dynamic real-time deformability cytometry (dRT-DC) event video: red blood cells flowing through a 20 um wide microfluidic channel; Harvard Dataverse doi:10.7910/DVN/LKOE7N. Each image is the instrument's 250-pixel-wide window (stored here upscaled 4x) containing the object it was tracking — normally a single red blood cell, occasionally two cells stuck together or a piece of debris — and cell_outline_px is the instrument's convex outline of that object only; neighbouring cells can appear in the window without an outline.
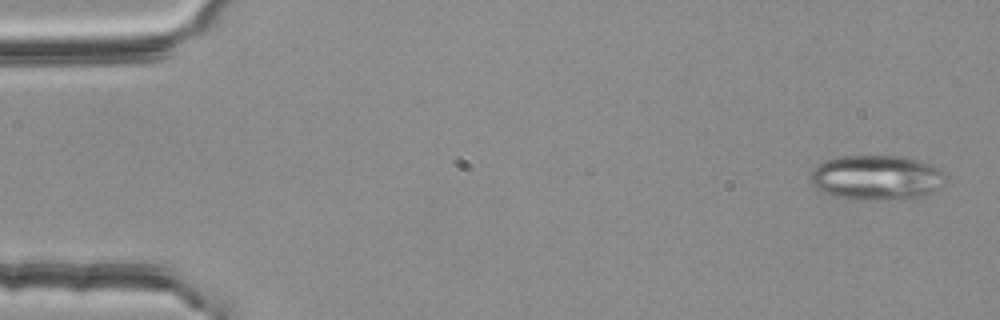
{"species": "common noctule bat (a hibernating species)", "species_latin": "Nyctalus noctula", "temperature_condition": "room temperature", "stored_images_in_passage": 54, "segment_of_instrument_passage": [1, 2], "camera_frame_rate_fps": 3000, "um_per_image_px": 0.085, "animal": {"sex": "female", "body_mass_g": 25.1}, "frame": {"image": 1, "passage_image": 2, "time_ms": 0.333, "image_size_px": [1000, 320], "cell_outline_px": [[948, 176], [940, 188], [916, 200], [852, 200], [820, 192], [812, 184], [808, 176], [812, 168], [816, 164], [824, 160], [840, 156], [904, 156], [932, 164], [940, 168]], "centroid_in_image_um": [74.52, 15.11], "position_along_channel_um": 10.5, "area_um2": 36.59}}